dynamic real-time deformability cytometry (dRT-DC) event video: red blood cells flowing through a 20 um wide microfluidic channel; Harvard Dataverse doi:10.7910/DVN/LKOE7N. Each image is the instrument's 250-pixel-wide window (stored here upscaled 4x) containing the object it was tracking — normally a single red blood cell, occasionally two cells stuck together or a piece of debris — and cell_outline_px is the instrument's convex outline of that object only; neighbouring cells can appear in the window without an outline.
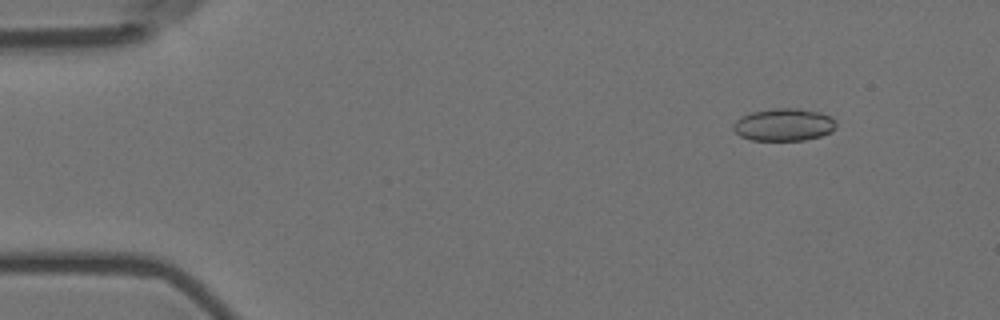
{"species": "Egyptian fruit bat (a non-hibernating species)", "species_latin": "Rousettus aegyptiacus", "temperature_condition": "room temperature", "stored_images_in_passage": 4, "camera_frame_rate_fps": 3000, "um_per_image_px": 0.085, "animal": {"sex": "female"}, "frame": {"image": 1, "passage_image": 1, "time_ms": 0.0, "image_size_px": [1000, 320], "cell_outline_px": [[836, 128], [832, 132], [820, 136], [804, 140], [752, 140], [740, 136], [732, 128], [732, 124], [736, 120], [752, 112], [772, 108], [800, 108], [820, 112], [832, 116], [836, 120]], "centroid_in_image_um": [66.67, 10.59], "position_along_channel_um": 18.3, "area_um2": 19.65}}
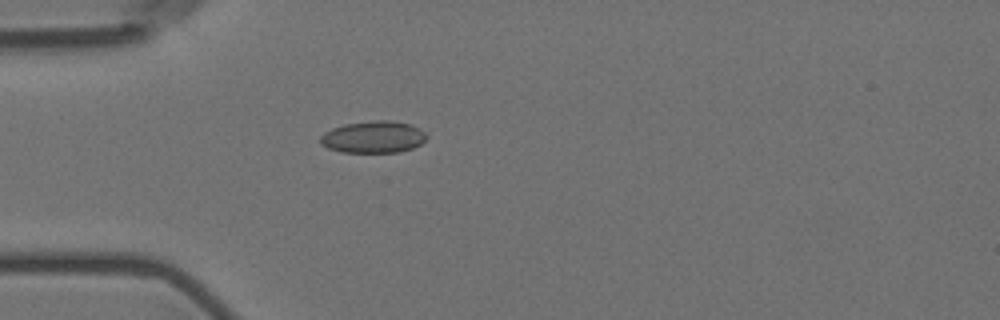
{"frame": {"image": 2, "passage_image": 4, "time_ms": 1.0, "image_size_px": [1000, 320], "cell_outline_px": [[428, 136], [420, 144], [412, 148], [400, 152], [340, 152], [328, 148], [320, 144], [320, 136], [324, 132], [332, 128], [344, 124], [372, 120], [392, 120], [412, 124], [424, 132]], "centroid_in_image_um": [31.72, 11.64], "position_along_channel_um": 53.3, "area_um2": 19.94}}